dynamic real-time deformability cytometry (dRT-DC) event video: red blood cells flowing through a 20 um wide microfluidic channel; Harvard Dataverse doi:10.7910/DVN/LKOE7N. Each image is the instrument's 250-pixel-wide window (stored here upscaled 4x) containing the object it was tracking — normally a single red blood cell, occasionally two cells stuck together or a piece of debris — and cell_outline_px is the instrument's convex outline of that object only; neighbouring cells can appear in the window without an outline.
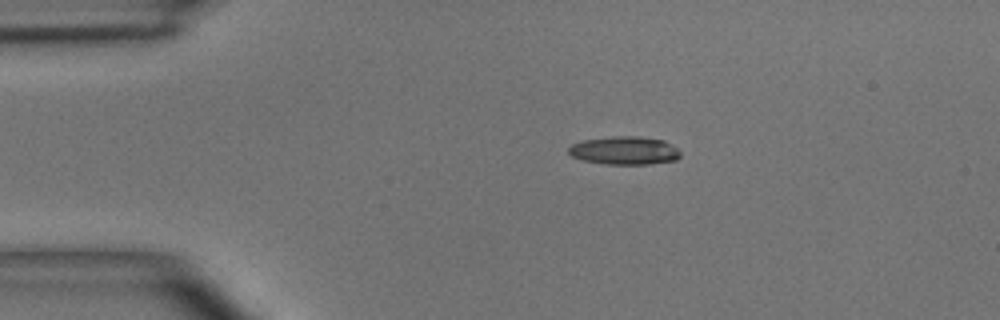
{"species": "common noctule bat (a hibernating species)", "species_latin": "Nyctalus noctula", "temperature_condition": "room temperature", "stored_images_in_passage": 2, "camera_frame_rate_fps": 3000, "um_per_image_px": 0.085, "animal": {"sex": "male", "body_mass_g": 15.6}, "frame": {"image": 1, "passage_image": 1, "time_ms": 0.0, "image_size_px": [1000, 320], "cell_outline_px": [[680, 156], [676, 160], [648, 164], [604, 164], [580, 160], [572, 156], [568, 152], [568, 148], [572, 144], [580, 140], [612, 136], [640, 136], [664, 140], [676, 148], [680, 152]], "centroid_in_image_um": [53.04, 12.79], "position_along_channel_um": 32.0, "area_um2": 18.55}}